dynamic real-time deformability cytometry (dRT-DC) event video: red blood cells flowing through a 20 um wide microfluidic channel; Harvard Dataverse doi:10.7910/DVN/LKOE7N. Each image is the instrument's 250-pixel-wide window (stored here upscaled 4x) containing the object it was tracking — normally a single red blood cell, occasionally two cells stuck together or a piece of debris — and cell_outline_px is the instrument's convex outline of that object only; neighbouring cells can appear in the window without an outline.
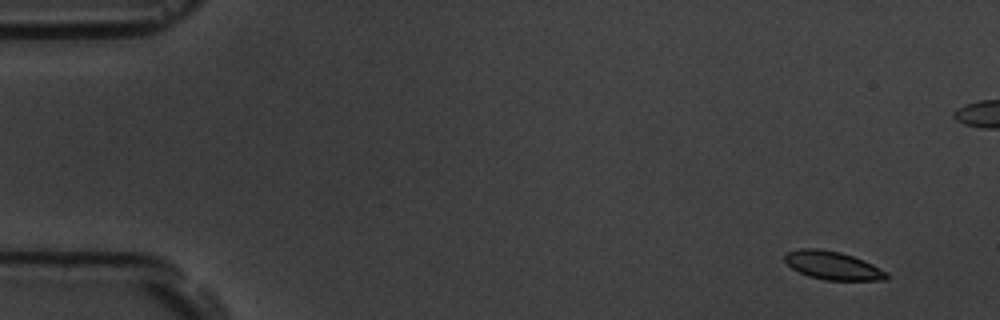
{"species": "common noctule bat (a hibernating species)", "species_latin": "Nyctalus noctula", "temperature_condition": "room temperature", "stored_images_in_passage": 6, "camera_frame_rate_fps": 3000, "um_per_image_px": 0.085, "animal": {"sex": "male", "body_mass_g": 19.5, "forearm_length_mm": 54.6}, "frame": {"image": 1, "passage_image": 1, "time_ms": 0.0, "image_size_px": [1000, 320], "cell_outline_px": [[888, 280], [824, 280], [808, 276], [792, 268], [784, 260], [784, 256], [788, 252], [800, 248], [816, 248], [840, 252], [864, 260], [888, 272]], "centroid_in_image_um": [70.8, 22.57], "position_along_channel_um": 14.2, "area_um2": 16.76}}
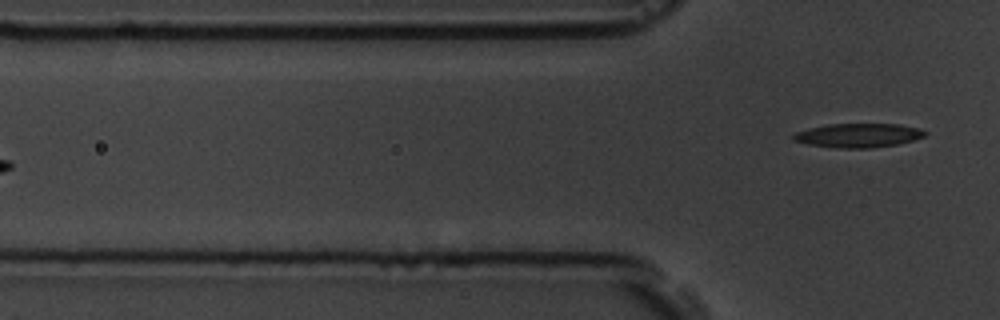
{"frame": {"image": 2, "passage_image": 6, "time_ms": 6.667, "image_size_px": [1000, 320], "cell_outline_px": [[928, 132], [924, 136], [912, 140], [896, 144], [868, 148], [836, 148], [808, 144], [792, 140], [792, 136], [796, 132], [808, 128], [828, 124], [900, 124], [920, 128]], "centroid_in_image_um": [72.94, 11.5], "position_along_channel_um": 52.9, "area_um2": 18.38}}